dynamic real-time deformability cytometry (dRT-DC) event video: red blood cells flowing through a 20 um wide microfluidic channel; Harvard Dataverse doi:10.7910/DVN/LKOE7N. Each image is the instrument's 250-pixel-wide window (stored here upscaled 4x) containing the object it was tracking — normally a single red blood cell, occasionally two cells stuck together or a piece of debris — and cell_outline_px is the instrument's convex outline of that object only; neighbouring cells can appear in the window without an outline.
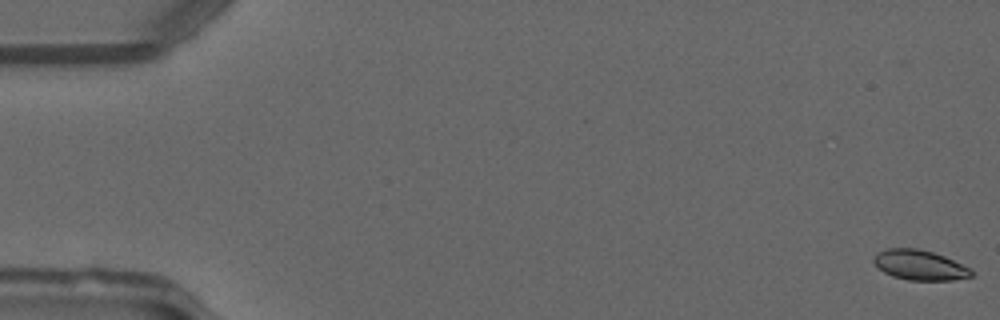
{"species": "common noctule bat (a hibernating species)", "species_latin": "Nyctalus noctula", "temperature_condition": "warm", "stored_images_in_passage": 50, "camera_frame_rate_fps": 3000, "um_per_image_px": 0.085, "animal": {"sex": "male", "forearm_length_mm": 52.5}, "frame": {"image": 1, "passage_image": 1, "time_ms": 0.0, "image_size_px": [1000, 320], "cell_outline_px": [[972, 276], [952, 280], [908, 280], [892, 276], [876, 268], [872, 260], [872, 256], [876, 252], [888, 248], [916, 248], [932, 252], [944, 256], [972, 268]], "centroid_in_image_um": [78.12, 22.52], "position_along_channel_um": 6.9, "area_um2": 17.28}}
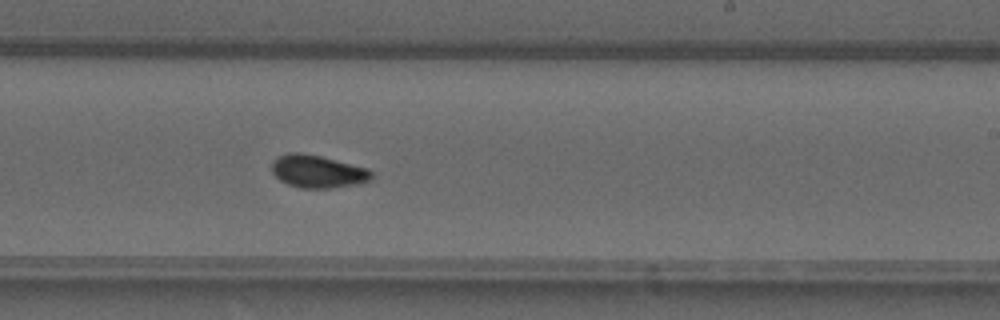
{"frame": {"image": 2, "passage_image": 31, "time_ms": 10.0, "image_size_px": [1000, 320], "cell_outline_px": [[372, 180], [360, 184], [332, 188], [300, 188], [288, 184], [280, 180], [272, 172], [272, 160], [276, 156], [288, 152], [300, 152], [320, 156], [368, 168], [372, 172]], "centroid_in_image_um": [27.0, 14.57], "position_along_channel_um": 262.0, "area_um2": 19.25}}
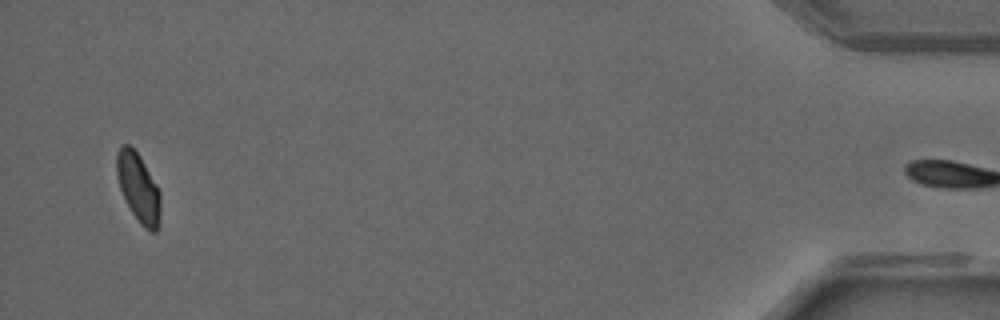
{"frame": {"image": 3, "passage_image": 49, "time_ms": 16.0, "image_size_px": [1000, 320], "cell_outline_px": [[160, 208], [156, 232], [152, 232], [144, 228], [140, 224], [132, 212], [120, 188], [116, 172], [116, 152], [120, 144], [128, 144], [140, 156], [156, 184], [160, 192]], "centroid_in_image_um": [11.74, 15.91], "position_along_channel_um": 423.5, "area_um2": 17.34}, "authors_computed_cell_mechanics": {"area_um2": 17.8313, "velocity_mm_per_s": 4.1078, "shape_relaxation_time_tau1_ms": 6.077, "shape_relaxation_time_tau2_ms": 1.5117, "deformation_change_tau1": 0.1716, "deformation_change_tau2": 0.0518}}